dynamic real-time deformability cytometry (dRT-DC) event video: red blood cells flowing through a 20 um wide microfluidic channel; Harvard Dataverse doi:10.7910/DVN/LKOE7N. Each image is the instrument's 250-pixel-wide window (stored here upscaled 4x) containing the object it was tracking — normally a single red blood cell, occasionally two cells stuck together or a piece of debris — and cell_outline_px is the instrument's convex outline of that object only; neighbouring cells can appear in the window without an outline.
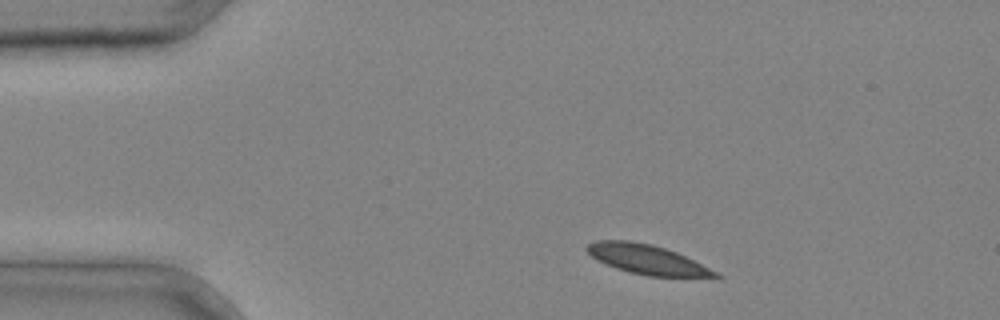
{"species": "common noctule bat (a hibernating species)", "species_latin": "Nyctalus noctula", "temperature_condition": "cold", "stored_images_in_passage": 2, "camera_frame_rate_fps": 3000, "um_per_image_px": 0.085, "animal": {"sex": "male", "body_mass_g": 20.4}, "frame": {"image": 1, "passage_image": 1, "time_ms": 0.0, "image_size_px": [1000, 320], "cell_outline_px": [[720, 280], [648, 276], [628, 272], [616, 268], [596, 260], [584, 248], [588, 244], [596, 240], [628, 240], [652, 244], [676, 252], [716, 272], [720, 276]], "centroid_in_image_um": [55.07, 22.1], "position_along_channel_um": 29.9, "area_um2": 22.6}}